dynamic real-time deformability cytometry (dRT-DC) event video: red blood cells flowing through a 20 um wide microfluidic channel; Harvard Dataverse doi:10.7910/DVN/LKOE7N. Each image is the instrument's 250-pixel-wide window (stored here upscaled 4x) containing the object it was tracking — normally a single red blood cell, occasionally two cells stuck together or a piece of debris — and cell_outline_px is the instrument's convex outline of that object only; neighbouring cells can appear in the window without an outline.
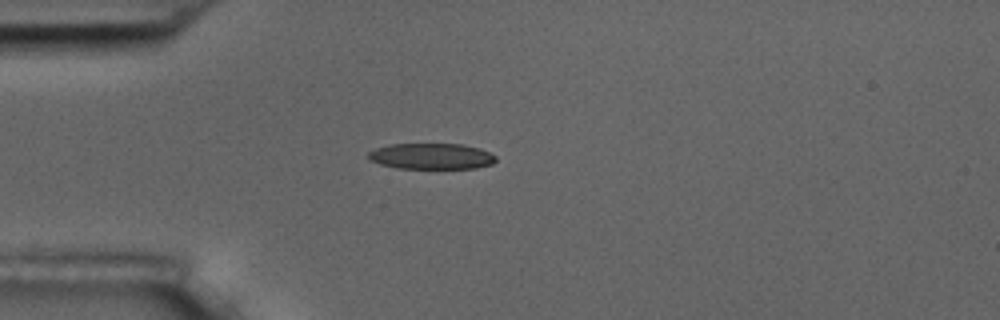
{"species": "common noctule bat (a hibernating species)", "species_latin": "Nyctalus noctula", "temperature_condition": "room temperature", "stored_images_in_passage": 10, "camera_frame_rate_fps": 3000, "um_per_image_px": 0.085, "animal": {"sex": "male", "body_mass_g": 17.5, "forearm_length_mm": 52.3}, "frame": {"image": 1, "passage_image": 4, "time_ms": 4.333, "image_size_px": [1000, 320], "cell_outline_px": [[496, 160], [492, 164], [476, 168], [396, 168], [380, 164], [368, 160], [368, 152], [376, 148], [388, 144], [460, 144], [480, 148], [496, 156]], "centroid_in_image_um": [36.64, 13.28], "position_along_channel_um": 48.4, "area_um2": 19.31}}
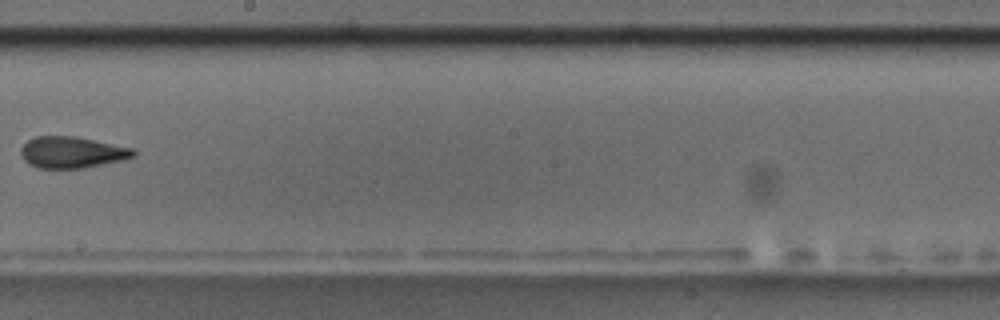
{"frame": {"image": 2, "passage_image": 9, "time_ms": 10.0, "image_size_px": [1000, 320], "cell_outline_px": [[136, 156], [120, 160], [84, 168], [36, 168], [28, 164], [20, 156], [20, 148], [28, 140], [36, 136], [76, 136], [132, 148], [136, 152]], "centroid_in_image_um": [6.07, 12.95], "position_along_channel_um": 242.1, "area_um2": 20.63}}
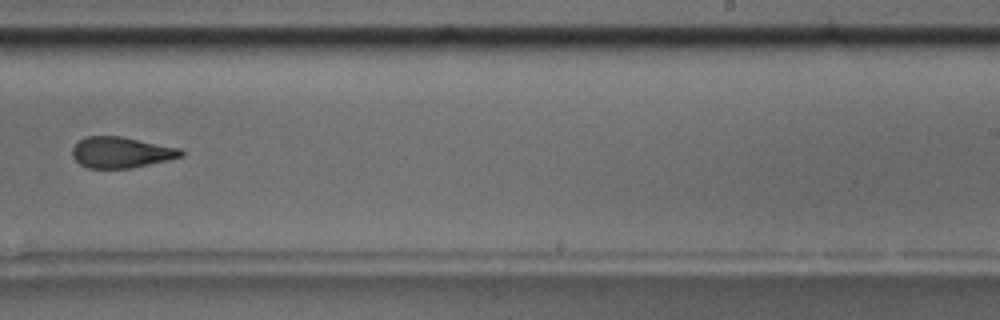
{"frame": {"image": 3, "passage_image": 10, "time_ms": 11.0, "image_size_px": [1000, 320], "cell_outline_px": [[184, 156], [168, 160], [132, 168], [88, 168], [80, 164], [72, 156], [72, 148], [84, 136], [120, 136], [180, 148], [184, 152]], "centroid_in_image_um": [10.3, 12.95], "position_along_channel_um": 278.7, "area_um2": 19.59}}